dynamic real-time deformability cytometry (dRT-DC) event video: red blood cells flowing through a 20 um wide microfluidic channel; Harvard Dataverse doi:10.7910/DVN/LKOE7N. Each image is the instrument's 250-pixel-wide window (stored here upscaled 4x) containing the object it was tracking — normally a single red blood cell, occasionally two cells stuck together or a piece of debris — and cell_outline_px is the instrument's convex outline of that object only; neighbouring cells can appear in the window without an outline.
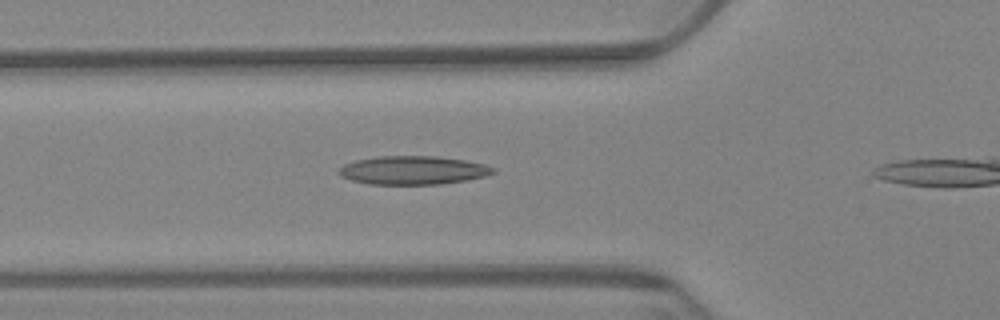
{"species": "Egyptian fruit bat (a non-hibernating species)", "species_latin": "Rousettus aegyptiacus", "temperature_condition": "warm", "stored_images_in_passage": 10, "camera_frame_rate_fps": 3000, "um_per_image_px": 0.085, "animal": {"sex": "female"}, "frame": {"image": 1, "passage_image": 9, "time_ms": 2.667, "image_size_px": [1000, 320], "cell_outline_px": [[496, 172], [484, 176], [468, 180], [440, 184], [368, 184], [352, 180], [340, 176], [336, 172], [344, 164], [356, 160], [376, 156], [436, 156], [464, 160], [484, 164], [496, 168]], "centroid_in_image_um": [35.1, 14.47], "position_along_channel_um": 90.7, "area_um2": 25.72}}